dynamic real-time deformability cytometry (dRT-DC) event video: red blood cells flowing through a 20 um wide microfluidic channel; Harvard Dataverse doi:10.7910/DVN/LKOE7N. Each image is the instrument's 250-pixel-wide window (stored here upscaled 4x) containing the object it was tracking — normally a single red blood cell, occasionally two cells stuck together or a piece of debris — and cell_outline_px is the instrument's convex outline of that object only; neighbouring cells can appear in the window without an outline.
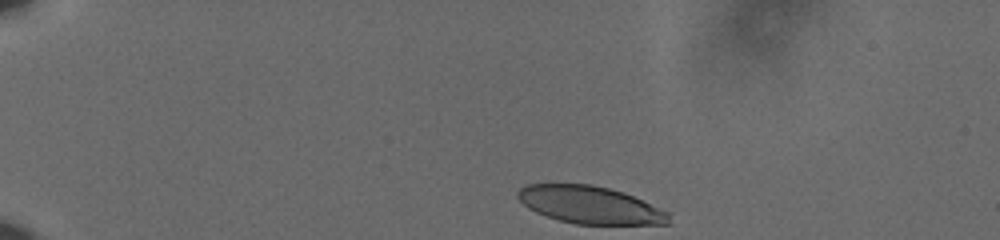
{"species": "human", "species_latin": "Homo sapiens", "temperature_condition": "cold", "stored_images_in_passage": 41, "camera_frame_rate_fps": 3000, "um_per_image_px": 0.085, "donor": {"sex": "male"}, "frame": {"image": 1, "passage_image": 1, "time_ms": 0.0, "image_size_px": [1000, 240], "cell_outline_px": [[672, 224], [576, 224], [560, 220], [536, 212], [528, 208], [516, 196], [516, 192], [524, 184], [592, 184], [624, 192], [668, 212]], "centroid_in_image_um": [50.14, 17.41], "position_along_channel_um": 34.9, "area_um2": 32.89}}
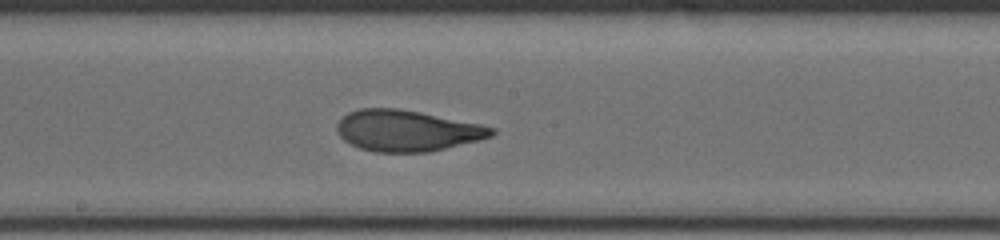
{"frame": {"image": 2, "passage_image": 23, "time_ms": 7.333, "image_size_px": [1000, 240], "cell_outline_px": [[496, 132], [492, 136], [480, 140], [432, 152], [376, 152], [360, 148], [344, 140], [336, 132], [336, 124], [348, 112], [360, 108], [396, 108], [420, 112], [480, 124], [496, 128]], "centroid_in_image_um": [34.61, 11.11], "position_along_channel_um": 213.6, "area_um2": 37.17}}
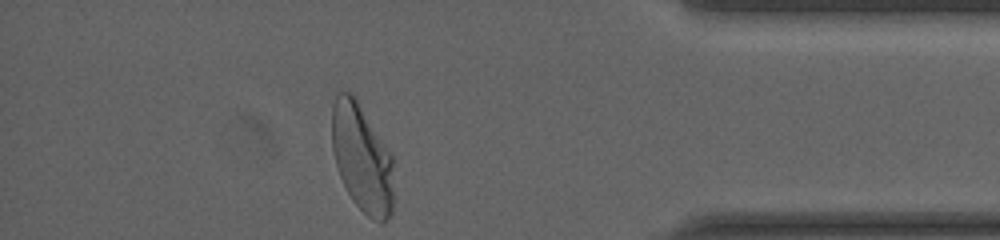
{"frame": {"image": 3, "passage_image": 41, "time_ms": 13.333, "image_size_px": [1000, 240], "cell_outline_px": [[392, 212], [388, 220], [380, 224], [372, 220], [352, 200], [340, 176], [336, 164], [332, 148], [332, 104], [336, 92], [352, 92], [392, 156]], "centroid_in_image_um": [30.75, 13.44], "position_along_channel_um": 404.5, "area_um2": 38.67}, "authors_computed_cell_mechanics": {"area_um2": 37.1654, "velocity_mm_per_s": 3.5972, "shape_relaxation_time_tau1_ms": 4.1078, "shape_relaxation_time_tau2_ms": 0.9747, "deformation_change_tau1": 0.184, "deformation_change_tau2": 0.0663}}